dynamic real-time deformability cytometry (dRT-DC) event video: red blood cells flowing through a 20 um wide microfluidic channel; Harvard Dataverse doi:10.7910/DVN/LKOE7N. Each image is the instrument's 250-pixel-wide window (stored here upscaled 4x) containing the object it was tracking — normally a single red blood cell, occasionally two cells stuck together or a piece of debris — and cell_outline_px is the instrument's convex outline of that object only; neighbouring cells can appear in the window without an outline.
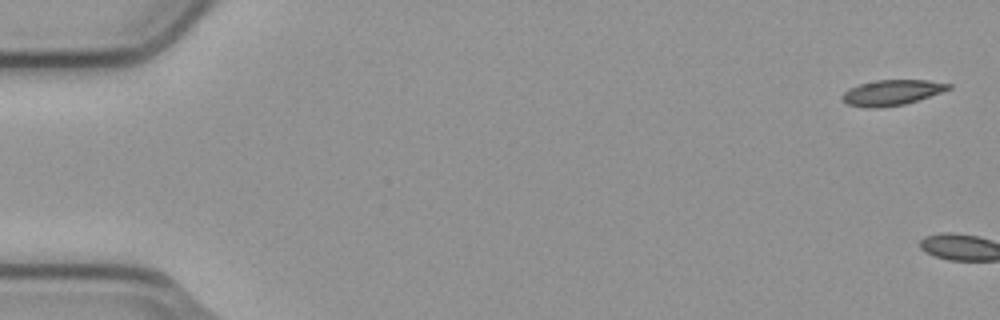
{"species": "common noctule bat (a hibernating species)", "species_latin": "Nyctalus noctula", "temperature_condition": "cold", "stored_images_in_passage": 7, "camera_frame_rate_fps": 3000, "um_per_image_px": 0.085, "animal": {"sex": "male", "body_mass_g": 23.1, "forearm_length_mm": 52.7}, "frame": {"image": 1, "passage_image": 1, "time_ms": 0.0, "image_size_px": [1000, 320], "cell_outline_px": [[952, 88], [904, 104], [872, 108], [848, 104], [840, 96], [848, 88], [860, 84], [876, 80], [928, 80], [952, 84]], "centroid_in_image_um": [75.79, 7.85], "position_along_channel_um": 9.2, "area_um2": 15.43}}